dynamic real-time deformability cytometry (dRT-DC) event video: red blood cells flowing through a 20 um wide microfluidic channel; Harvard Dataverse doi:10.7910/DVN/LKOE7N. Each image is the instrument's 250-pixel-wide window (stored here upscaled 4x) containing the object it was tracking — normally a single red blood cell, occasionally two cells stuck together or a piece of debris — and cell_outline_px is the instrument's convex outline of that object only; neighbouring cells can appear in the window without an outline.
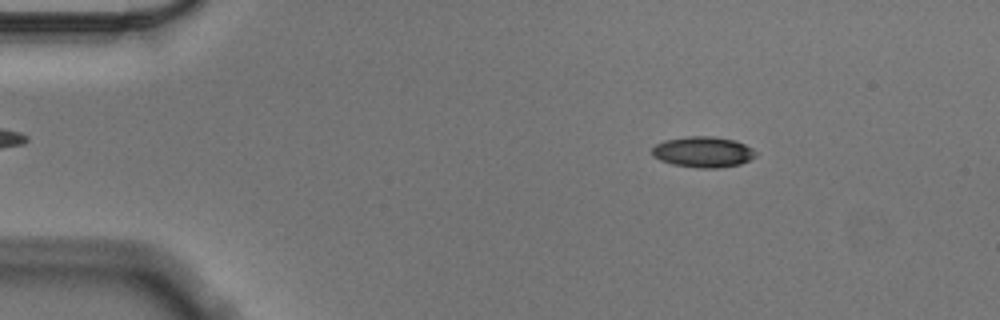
{"species": "Egyptian fruit bat (a non-hibernating species)", "species_latin": "Rousettus aegyptiacus", "temperature_condition": "cold", "stored_images_in_passage": 56, "camera_frame_rate_fps": 3000, "um_per_image_px": 0.085, "animal": {"sex": "male"}, "frame": {"image": 1, "passage_image": 8, "time_ms": 2.333, "image_size_px": [1000, 320], "cell_outline_px": [[756, 156], [740, 164], [716, 168], [696, 168], [672, 164], [660, 160], [652, 156], [652, 148], [656, 144], [664, 140], [688, 136], [712, 136], [736, 140], [752, 148], [756, 152]], "centroid_in_image_um": [59.74, 12.91], "position_along_channel_um": 25.3, "area_um2": 18.67}}
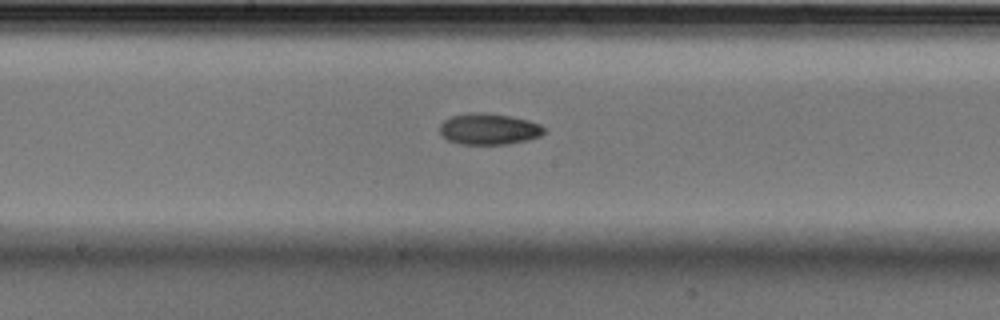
{"frame": {"image": 2, "passage_image": 29, "time_ms": 9.333, "image_size_px": [1000, 320], "cell_outline_px": [[544, 132], [540, 136], [528, 140], [508, 144], [460, 144], [448, 140], [440, 136], [440, 124], [444, 120], [452, 116], [472, 112], [484, 112], [512, 116], [528, 120], [540, 124], [544, 128]], "centroid_in_image_um": [41.54, 10.96], "position_along_channel_um": 206.7, "area_um2": 19.13}}
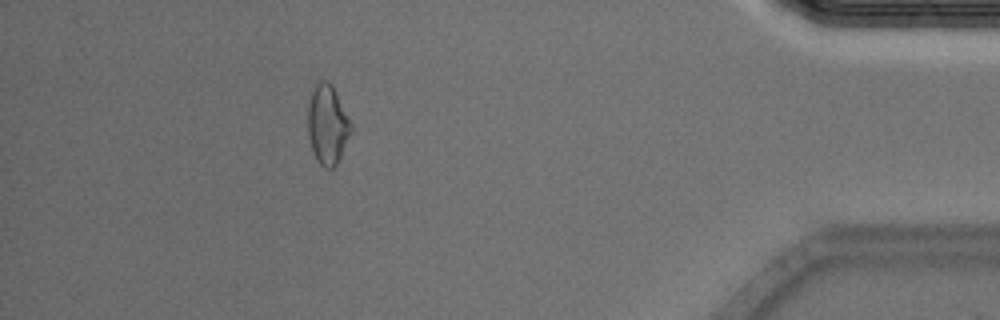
{"frame": {"image": 3, "passage_image": 50, "time_ms": 16.333, "image_size_px": [1000, 320], "cell_outline_px": [[352, 132], [336, 164], [332, 168], [324, 168], [320, 164], [312, 148], [308, 136], [308, 104], [312, 92], [316, 84], [320, 80], [328, 80], [332, 84], [352, 124]], "centroid_in_image_um": [27.84, 10.57], "position_along_channel_um": 407.4, "area_um2": 19.77}, "authors_computed_cell_mechanics": {"area_um2": 18.8717, "velocity_mm_per_s": 3.5523, "shape_relaxation_time_tau1_ms": 3.2167, "shape_relaxation_time_tau2_ms": null, "deformation_change_tau1": 0.118, "deformation_change_tau2": null}}